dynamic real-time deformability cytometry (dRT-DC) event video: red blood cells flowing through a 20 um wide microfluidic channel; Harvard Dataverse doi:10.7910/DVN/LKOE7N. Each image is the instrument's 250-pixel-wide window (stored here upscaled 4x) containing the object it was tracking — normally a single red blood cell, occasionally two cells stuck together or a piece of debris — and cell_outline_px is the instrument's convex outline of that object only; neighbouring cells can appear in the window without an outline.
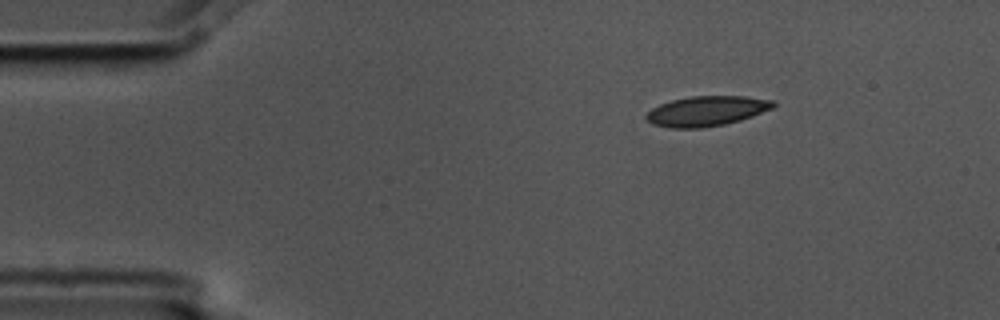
{"species": "common noctule bat (a hibernating species)", "species_latin": "Nyctalus noctula", "temperature_condition": "cold", "stored_images_in_passage": 3, "camera_frame_rate_fps": 3000, "um_per_image_px": 0.085, "animal": {"sex": "male", "body_mass_g": 17.5, "forearm_length_mm": 52.3}, "frame": {"image": 1, "passage_image": 1, "time_ms": 0.0, "image_size_px": [1000, 320], "cell_outline_px": [[776, 104], [772, 108], [752, 116], [740, 120], [724, 124], [700, 128], [668, 128], [652, 124], [644, 116], [652, 108], [660, 104], [672, 100], [688, 96], [744, 96], [772, 100]], "centroid_in_image_um": [60.03, 9.44], "position_along_channel_um": 25.0, "area_um2": 22.14}}